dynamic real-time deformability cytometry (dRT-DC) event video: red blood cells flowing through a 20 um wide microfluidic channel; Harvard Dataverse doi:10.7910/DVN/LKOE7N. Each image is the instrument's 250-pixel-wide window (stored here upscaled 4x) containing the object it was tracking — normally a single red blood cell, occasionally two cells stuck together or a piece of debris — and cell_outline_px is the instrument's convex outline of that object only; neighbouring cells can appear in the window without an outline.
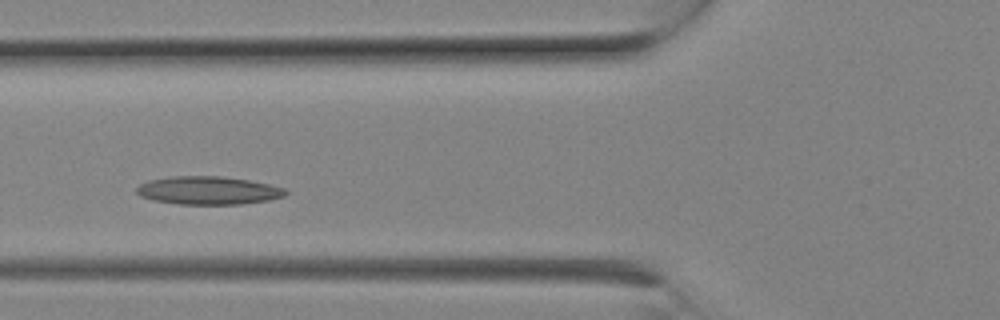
{"species": "Egyptian fruit bat (a non-hibernating species)", "species_latin": "Rousettus aegyptiacus", "temperature_condition": "room temperature", "stored_images_in_passage": 5, "camera_frame_rate_fps": 3000, "um_per_image_px": 0.085, "animal": {"sex": "female"}, "frame": {"image": 1, "passage_image": 4, "time_ms": 1.0, "image_size_px": [1000, 320], "cell_outline_px": [[288, 192], [284, 196], [268, 200], [240, 204], [176, 204], [152, 200], [140, 196], [136, 192], [136, 188], [140, 184], [148, 180], [172, 176], [220, 176], [248, 180], [268, 184], [284, 188]], "centroid_in_image_um": [17.66, 16.19], "position_along_channel_um": 108.1, "area_um2": 24.39}}
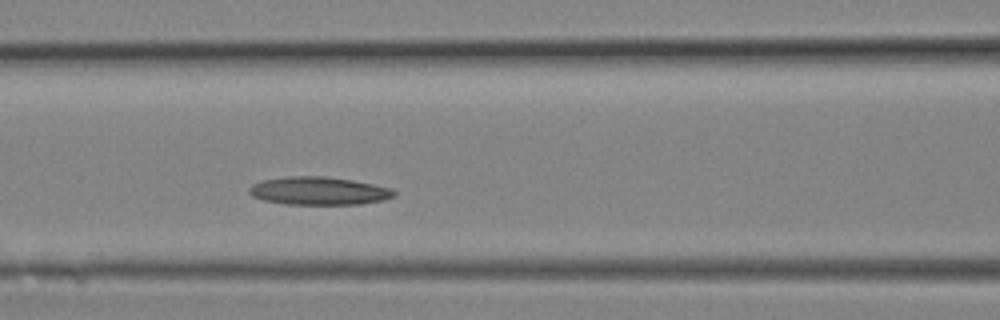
{"frame": {"image": 2, "passage_image": 5, "time_ms": 1.333, "image_size_px": [1000, 320], "cell_outline_px": [[396, 196], [384, 200], [360, 204], [284, 204], [264, 200], [252, 196], [248, 192], [248, 188], [252, 184], [260, 180], [284, 176], [328, 176], [352, 180], [392, 188], [396, 192]], "centroid_in_image_um": [27.08, 16.22], "position_along_channel_um": 139.5, "area_um2": 23.93}}